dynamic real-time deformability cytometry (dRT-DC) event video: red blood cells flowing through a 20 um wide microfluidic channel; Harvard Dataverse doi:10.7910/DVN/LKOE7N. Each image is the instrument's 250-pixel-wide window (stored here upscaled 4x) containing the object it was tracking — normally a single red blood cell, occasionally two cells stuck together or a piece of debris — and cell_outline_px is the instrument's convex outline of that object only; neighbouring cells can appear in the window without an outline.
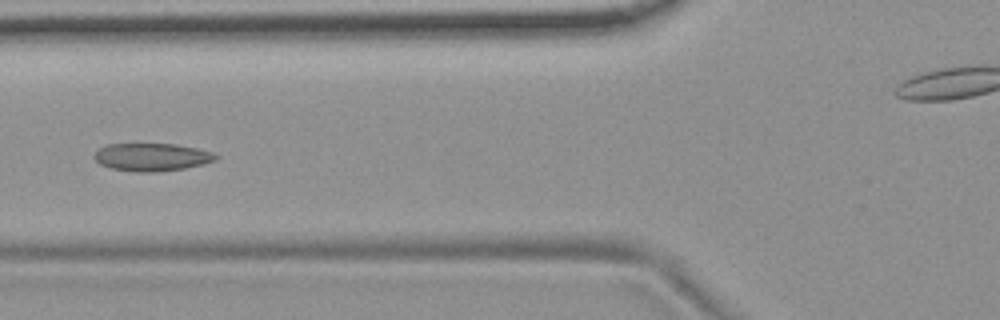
{"species": "common noctule bat (a hibernating species)", "species_latin": "Nyctalus noctula", "temperature_condition": "room temperature", "stored_images_in_passage": 10, "camera_frame_rate_fps": 3000, "um_per_image_px": 0.085, "animal": {"sex": "female", "body_mass_g": 19.9}, "frame": {"image": 1, "passage_image": 7, "time_ms": 7.0, "image_size_px": [1000, 320], "cell_outline_px": [[220, 156], [216, 160], [204, 164], [184, 168], [156, 172], [132, 172], [112, 168], [100, 164], [92, 156], [104, 144], [176, 144], [196, 148], [212, 152]], "centroid_in_image_um": [12.91, 13.35], "position_along_channel_um": 112.9, "area_um2": 19.77}}